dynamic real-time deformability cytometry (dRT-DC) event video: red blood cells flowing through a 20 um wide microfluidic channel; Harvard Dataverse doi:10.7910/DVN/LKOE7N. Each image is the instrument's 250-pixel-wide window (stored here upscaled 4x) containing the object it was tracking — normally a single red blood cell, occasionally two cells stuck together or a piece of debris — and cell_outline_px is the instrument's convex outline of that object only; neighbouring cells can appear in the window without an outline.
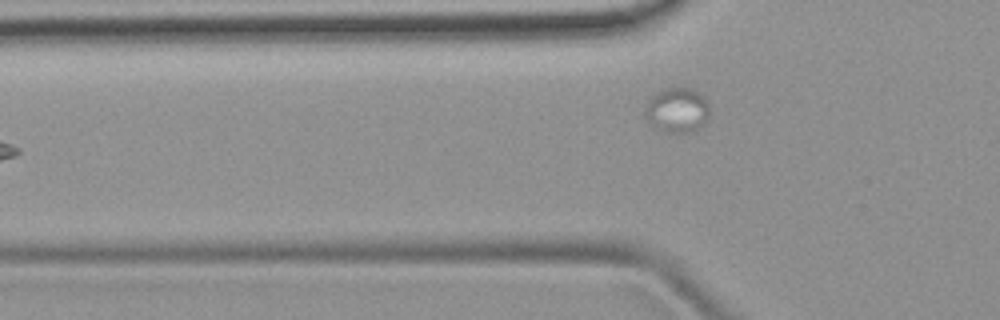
{"species": "common noctule bat (a hibernating species)", "species_latin": "Nyctalus noctula", "temperature_condition": "room temperature", "stored_images_in_passage": 4, "camera_frame_rate_fps": 3000, "um_per_image_px": 0.085, "animal": {"sex": "female", "body_mass_g": 19.9}, "frame": {"image": 1, "passage_image": 4, "time_ms": 3.667, "image_size_px": [1000, 320], "cell_outline_px": [[708, 116], [704, 124], [692, 132], [664, 132], [648, 124], [644, 116], [644, 112], [648, 100], [656, 92], [664, 88], [692, 88], [704, 96], [708, 100]], "centroid_in_image_um": [57.53, 9.36], "position_along_channel_um": 68.3, "area_um2": 17.11}}